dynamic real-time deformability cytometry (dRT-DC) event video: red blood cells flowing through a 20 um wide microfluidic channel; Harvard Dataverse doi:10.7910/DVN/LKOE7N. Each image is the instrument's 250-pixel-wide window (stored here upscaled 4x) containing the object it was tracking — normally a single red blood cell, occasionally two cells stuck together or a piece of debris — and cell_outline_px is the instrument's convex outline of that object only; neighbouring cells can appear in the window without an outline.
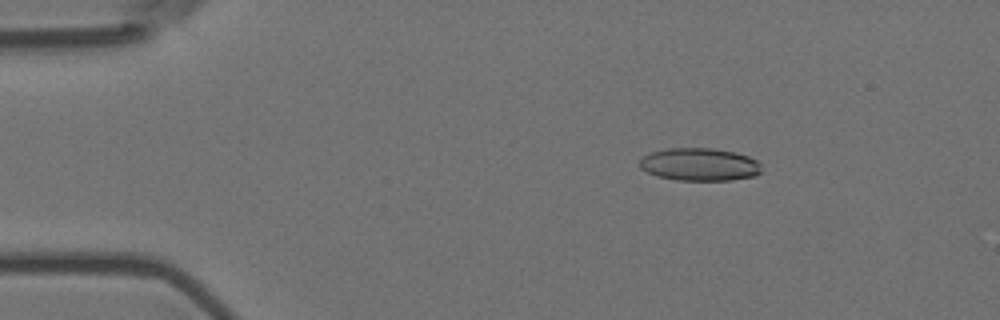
{"species": "Egyptian fruit bat (a non-hibernating species)", "species_latin": "Rousettus aegyptiacus", "temperature_condition": "room temperature", "stored_images_in_passage": 56, "camera_frame_rate_fps": 3000, "um_per_image_px": 0.085, "animal": {"sex": "female"}, "frame": {"image": 1, "passage_image": 9, "time_ms": 2.667, "image_size_px": [1000, 320], "cell_outline_px": [[760, 172], [752, 176], [732, 180], [676, 180], [656, 176], [640, 168], [640, 160], [644, 156], [652, 152], [664, 148], [712, 148], [736, 152], [748, 156], [756, 160], [760, 164]], "centroid_in_image_um": [59.44, 13.97], "position_along_channel_um": 25.6, "area_um2": 23.24}}
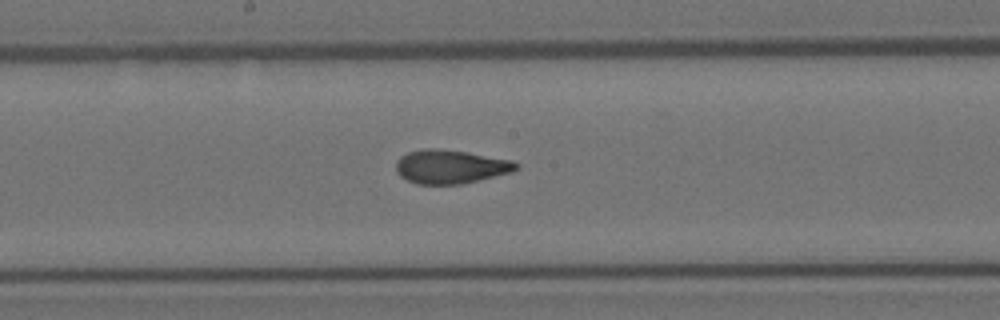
{"frame": {"image": 2, "passage_image": 30, "time_ms": 9.667, "image_size_px": [1000, 320], "cell_outline_px": [[520, 168], [512, 172], [460, 184], [416, 184], [400, 176], [396, 172], [396, 160], [400, 156], [408, 152], [424, 148], [436, 148], [468, 152], [512, 160], [520, 164]], "centroid_in_image_um": [38.29, 14.16], "position_along_channel_um": 209.9, "area_um2": 23.76}}
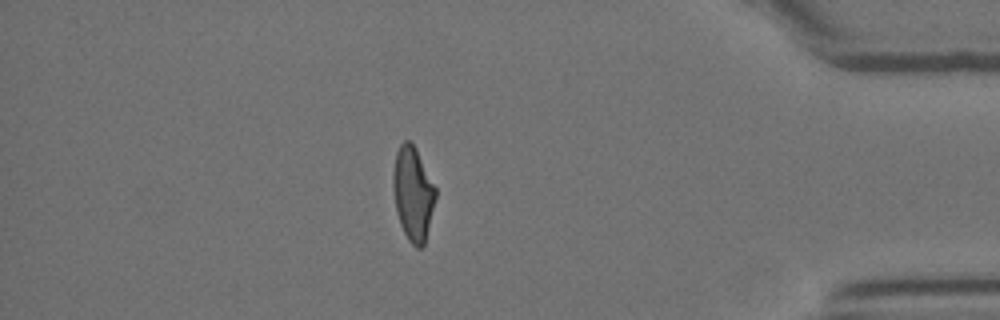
{"frame": {"image": 3, "passage_image": 49, "time_ms": 16.0, "image_size_px": [1000, 320], "cell_outline_px": [[436, 196], [424, 244], [420, 248], [416, 248], [408, 240], [400, 224], [396, 212], [392, 184], [392, 172], [396, 152], [400, 144], [404, 140], [408, 140], [416, 148], [436, 188]], "centroid_in_image_um": [35.08, 16.44], "position_along_channel_um": 400.1, "area_um2": 23.18}, "authors_computed_cell_mechanics": {"area_um2": 23.5824, "velocity_mm_per_s": 3.6061, "shape_relaxation_time_tau1_ms": 7.8174, "shape_relaxation_time_tau2_ms": 1.6231, "deformation_change_tau1": 0.224, "deformation_change_tau2": 0.0926}}